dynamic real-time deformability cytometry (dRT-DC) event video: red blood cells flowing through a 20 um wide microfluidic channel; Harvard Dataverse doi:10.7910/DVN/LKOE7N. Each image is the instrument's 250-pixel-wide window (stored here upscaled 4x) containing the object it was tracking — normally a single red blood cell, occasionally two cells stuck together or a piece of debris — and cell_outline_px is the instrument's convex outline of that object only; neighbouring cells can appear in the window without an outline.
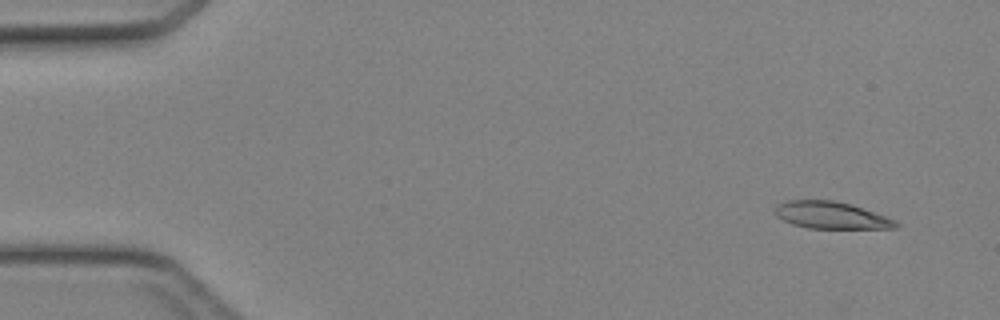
{"species": "Egyptian fruit bat (a non-hibernating species)", "species_latin": "Rousettus aegyptiacus", "temperature_condition": "cold", "stored_images_in_passage": 46, "camera_frame_rate_fps": 3000, "um_per_image_px": 0.085, "animal": {"sex": "female"}, "frame": {"image": 1, "passage_image": 4, "time_ms": 1.0, "image_size_px": [1000, 320], "cell_outline_px": [[900, 224], [896, 228], [808, 228], [792, 224], [776, 216], [772, 208], [776, 204], [788, 200], [832, 200], [848, 204], [896, 220]], "centroid_in_image_um": [70.57, 18.29], "position_along_channel_um": 14.4, "area_um2": 18.84}}
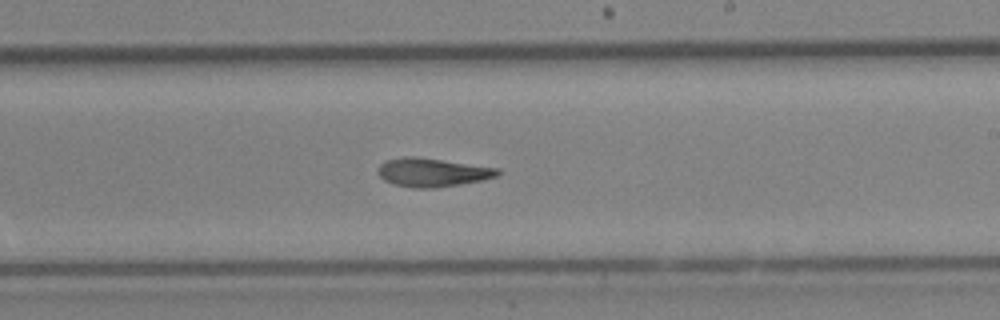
{"frame": {"image": 2, "passage_image": 28, "time_ms": 9.0, "image_size_px": [1000, 320], "cell_outline_px": [[504, 172], [496, 176], [480, 180], [460, 184], [432, 188], [412, 188], [392, 184], [384, 180], [376, 172], [380, 164], [384, 160], [404, 156], [416, 156], [500, 168]], "centroid_in_image_um": [36.73, 14.64], "position_along_channel_um": 252.3, "area_um2": 20.17}}
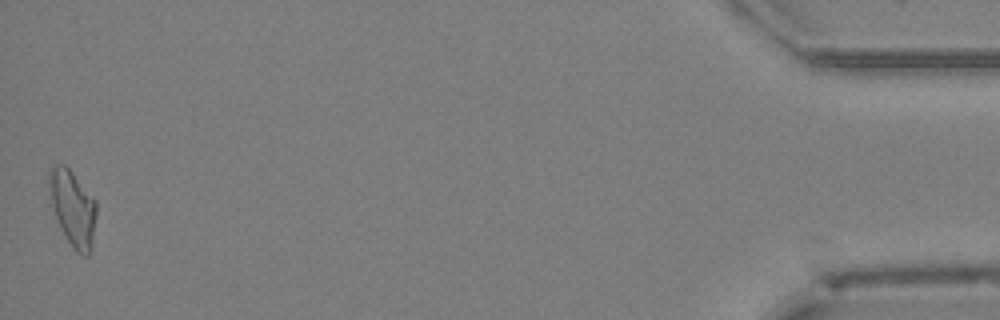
{"frame": {"image": 3, "passage_image": 46, "time_ms": 15.0, "image_size_px": [1000, 320], "cell_outline_px": [[96, 216], [92, 252], [88, 256], [84, 256], [76, 252], [72, 248], [48, 204], [48, 168], [56, 164], [64, 164], [72, 172], [96, 200]], "centroid_in_image_um": [6.15, 17.69], "position_along_channel_um": 429.0, "area_um2": 21.56}}